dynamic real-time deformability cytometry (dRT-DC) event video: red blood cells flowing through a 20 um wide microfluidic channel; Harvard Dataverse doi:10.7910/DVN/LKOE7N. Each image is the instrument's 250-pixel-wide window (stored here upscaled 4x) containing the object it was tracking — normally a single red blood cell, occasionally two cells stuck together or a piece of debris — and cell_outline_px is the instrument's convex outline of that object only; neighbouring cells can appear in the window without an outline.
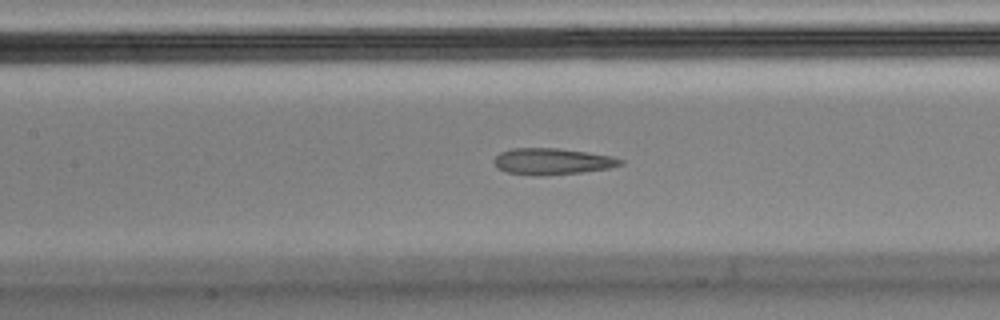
{"species": "Egyptian fruit bat (a non-hibernating species)", "species_latin": "Rousettus aegyptiacus", "temperature_condition": "cold", "stored_images_in_passage": 55, "camera_frame_rate_fps": 3000, "um_per_image_px": 0.085, "animal": {"sex": "male"}, "frame": {"image": 1, "passage_image": 24, "time_ms": 7.667, "image_size_px": [1000, 320], "cell_outline_px": [[624, 164], [608, 168], [580, 172], [544, 176], [536, 176], [508, 172], [496, 168], [492, 160], [500, 152], [512, 148], [556, 148], [612, 156], [624, 160]], "centroid_in_image_um": [46.9, 13.72], "position_along_channel_um": 160.5, "area_um2": 19.42}, "authors_computed_cell_mechanics": {"area_um2": 20.519, "velocity_mm_per_s": 3.6285, "shape_relaxation_time_tau1_ms": null, "shape_relaxation_time_tau2_ms": 2.537, "deformation_change_tau1": null, "deformation_change_tau2": 0.099}}